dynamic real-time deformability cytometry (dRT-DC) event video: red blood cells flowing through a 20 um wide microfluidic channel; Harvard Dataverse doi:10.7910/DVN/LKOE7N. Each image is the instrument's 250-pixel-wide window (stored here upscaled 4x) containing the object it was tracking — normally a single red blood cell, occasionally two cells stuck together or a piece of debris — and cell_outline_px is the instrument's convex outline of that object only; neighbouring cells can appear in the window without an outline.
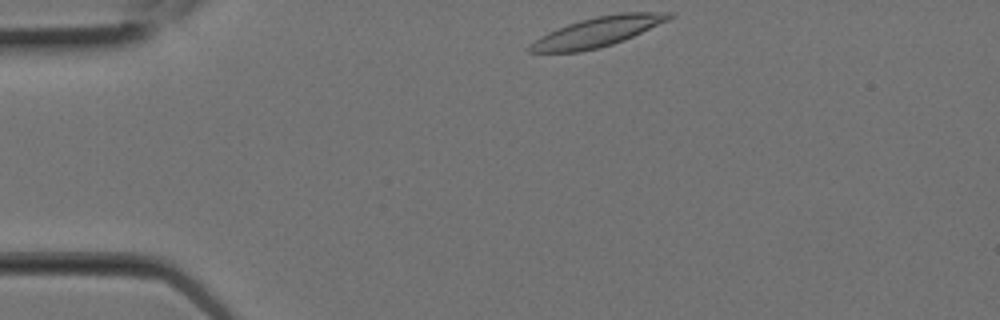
{"species": "Egyptian fruit bat (a non-hibernating species)", "species_latin": "Rousettus aegyptiacus", "temperature_condition": "room temperature", "stored_images_in_passage": 3, "camera_frame_rate_fps": 3000, "um_per_image_px": 0.085, "animal": {"sex": "female"}, "frame": {"image": 1, "passage_image": 1, "time_ms": 0.0, "image_size_px": [1000, 320], "cell_outline_px": [[676, 16], [668, 20], [624, 40], [612, 44], [580, 52], [528, 52], [528, 44], [540, 36], [556, 28], [580, 20], [596, 16], [620, 12], [676, 12]], "centroid_in_image_um": [50.79, 2.69], "position_along_channel_um": 34.2, "area_um2": 24.16}}